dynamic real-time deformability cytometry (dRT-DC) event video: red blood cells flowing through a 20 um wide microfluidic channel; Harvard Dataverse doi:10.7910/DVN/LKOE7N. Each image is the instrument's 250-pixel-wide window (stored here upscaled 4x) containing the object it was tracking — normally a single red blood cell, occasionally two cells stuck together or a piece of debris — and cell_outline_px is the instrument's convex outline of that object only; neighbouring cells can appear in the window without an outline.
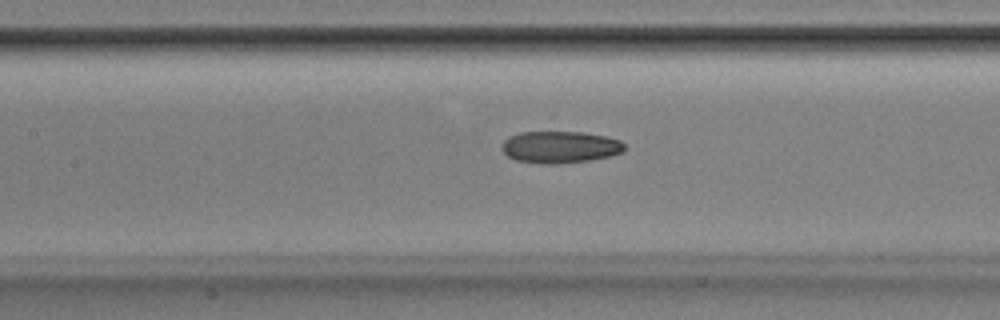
{"species": "Egyptian fruit bat (a non-hibernating species)", "species_latin": "Rousettus aegyptiacus", "temperature_condition": "room temperature", "stored_images_in_passage": 52, "camera_frame_rate_fps": 3000, "um_per_image_px": 0.085, "animal": {"sex": "male"}, "frame": {"image": 1, "passage_image": 24, "time_ms": 7.667, "image_size_px": [1000, 320], "cell_outline_px": [[624, 152], [612, 156], [592, 160], [556, 164], [544, 164], [516, 160], [508, 156], [500, 148], [500, 144], [508, 136], [520, 132], [584, 132], [604, 136], [620, 140], [624, 144]], "centroid_in_image_um": [47.59, 12.5], "position_along_channel_um": 159.8, "area_um2": 23.06}}
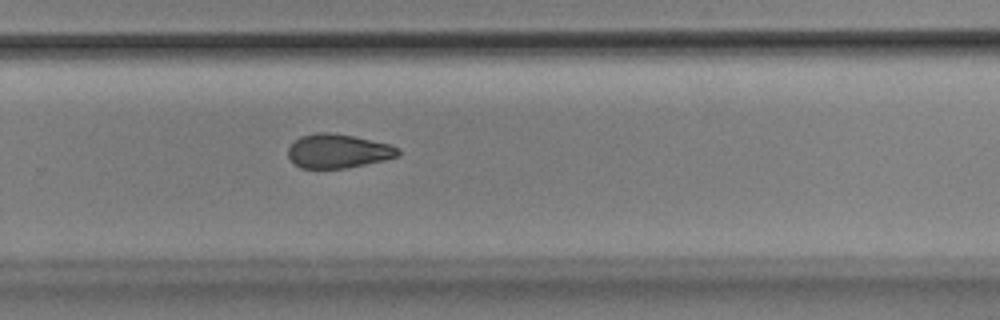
{"frame": {"image": 2, "passage_image": 35, "time_ms": 11.333, "image_size_px": [1000, 320], "cell_outline_px": [[400, 152], [396, 156], [384, 160], [344, 168], [300, 168], [288, 156], [288, 148], [300, 136], [316, 132], [332, 132], [392, 144], [400, 148]], "centroid_in_image_um": [28.74, 12.83], "position_along_channel_um": 301.1, "area_um2": 21.68}}
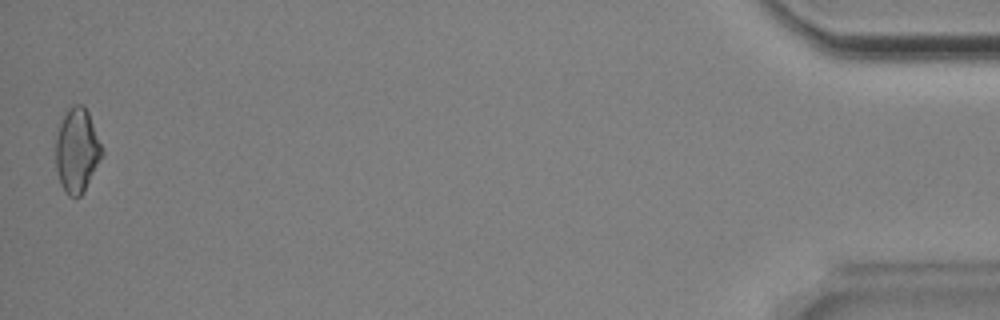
{"frame": {"image": 3, "passage_image": 52, "time_ms": 17.0, "image_size_px": [1000, 320], "cell_outline_px": [[104, 156], [80, 196], [68, 196], [60, 184], [56, 168], [56, 136], [60, 116], [72, 104], [84, 104], [88, 112], [104, 148]], "centroid_in_image_um": [6.55, 12.73], "position_along_channel_um": 428.7, "area_um2": 23.24}, "authors_computed_cell_mechanics": {"area_um2": 22.8021, "velocity_mm_per_s": 3.8761, "shape_relaxation_time_tau1_ms": 5.2872, "shape_relaxation_time_tau2_ms": 3.3195, "deformation_change_tau1": 0.1427, "deformation_change_tau2": 0.1054}}